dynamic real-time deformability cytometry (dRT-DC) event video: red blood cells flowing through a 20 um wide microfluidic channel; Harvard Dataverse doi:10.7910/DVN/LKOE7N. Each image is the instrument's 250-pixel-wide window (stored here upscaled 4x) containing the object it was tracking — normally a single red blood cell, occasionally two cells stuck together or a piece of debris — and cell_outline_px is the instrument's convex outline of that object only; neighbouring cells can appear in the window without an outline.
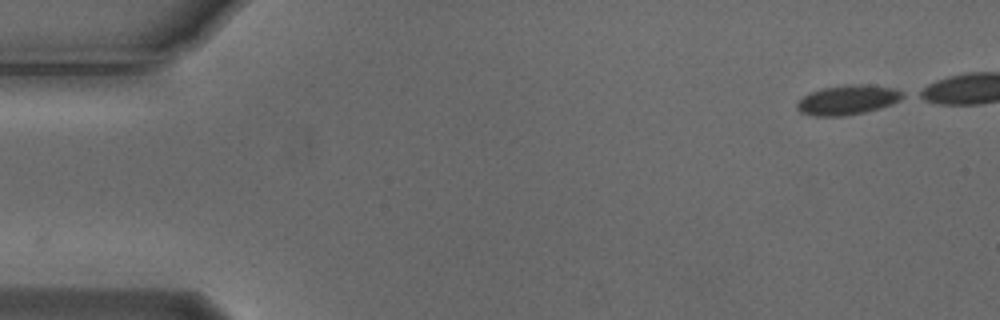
{"species": "Egyptian fruit bat (a non-hibernating species)", "species_latin": "Rousettus aegyptiacus", "temperature_condition": "cold", "stored_images_in_passage": 42, "camera_frame_rate_fps": 3000, "um_per_image_px": 0.085, "animal": {"sex": "male"}, "frame": {"image": 1, "passage_image": 1, "time_ms": 0.0, "image_size_px": [1000, 320], "cell_outline_px": [[908, 96], [892, 104], [880, 108], [864, 112], [844, 116], [816, 116], [800, 112], [796, 108], [796, 104], [804, 96], [812, 92], [824, 88], [848, 84], [856, 84], [896, 88], [904, 92]], "centroid_in_image_um": [72.11, 8.49], "position_along_channel_um": 12.9, "area_um2": 18.21}}
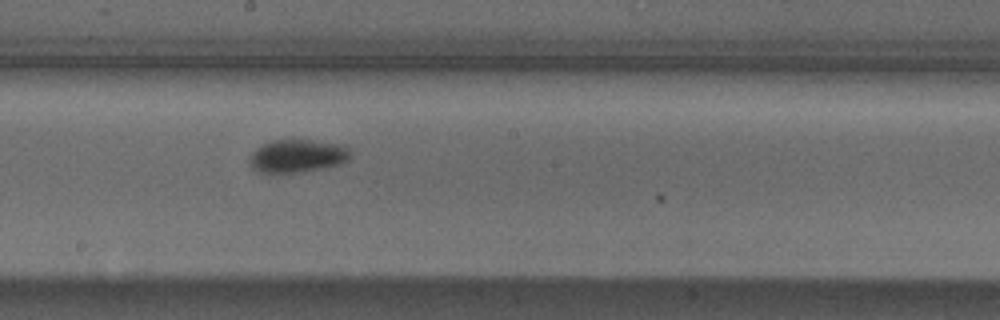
{"frame": {"image": 2, "passage_image": 27, "time_ms": 8.667, "image_size_px": [1000, 320], "cell_outline_px": [[352, 156], [348, 160], [340, 164], [324, 168], [296, 172], [260, 172], [252, 168], [248, 160], [252, 152], [260, 144], [272, 140], [308, 140], [348, 144]], "centroid_in_image_um": [25.32, 13.23], "position_along_channel_um": 222.9, "area_um2": 19.65}}
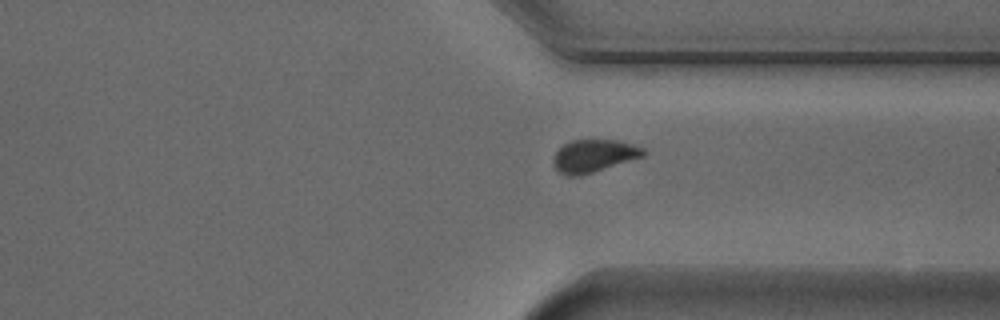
{"frame": {"image": 3, "passage_image": 38, "time_ms": 12.333, "image_size_px": [1000, 320], "cell_outline_px": [[648, 152], [644, 156], [580, 176], [564, 176], [556, 172], [552, 164], [552, 156], [564, 144], [572, 140], [616, 140], [632, 144], [644, 148]], "centroid_in_image_um": [50.43, 13.26], "position_along_channel_um": 361.0, "area_um2": 17.34}}